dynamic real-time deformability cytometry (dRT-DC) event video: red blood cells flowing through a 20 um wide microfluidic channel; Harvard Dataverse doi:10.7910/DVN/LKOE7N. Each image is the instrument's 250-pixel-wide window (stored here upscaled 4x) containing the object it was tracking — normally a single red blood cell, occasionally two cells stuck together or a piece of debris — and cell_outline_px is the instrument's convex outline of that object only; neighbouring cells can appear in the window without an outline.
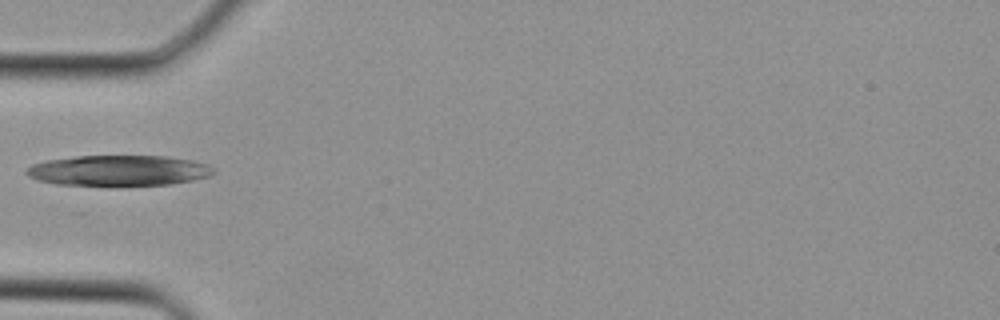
{"species": "Egyptian fruit bat (a non-hibernating species)", "species_latin": "Rousettus aegyptiacus", "temperature_condition": "cold", "stored_images_in_passage": 1, "camera_frame_rate_fps": 3000, "um_per_image_px": 0.085, "animal": {"sex": "female"}, "frame": {"image": 1, "passage_image": 1, "time_ms": 0.0, "image_size_px": [1000, 320], "cell_outline_px": [[216, 172], [208, 176], [192, 180], [168, 184], [56, 184], [36, 180], [28, 176], [24, 172], [32, 164], [48, 160], [76, 156], [168, 156], [192, 160], [208, 164]], "centroid_in_image_um": [10.07, 14.47], "position_along_channel_um": 74.9, "area_um2": 32.77}}